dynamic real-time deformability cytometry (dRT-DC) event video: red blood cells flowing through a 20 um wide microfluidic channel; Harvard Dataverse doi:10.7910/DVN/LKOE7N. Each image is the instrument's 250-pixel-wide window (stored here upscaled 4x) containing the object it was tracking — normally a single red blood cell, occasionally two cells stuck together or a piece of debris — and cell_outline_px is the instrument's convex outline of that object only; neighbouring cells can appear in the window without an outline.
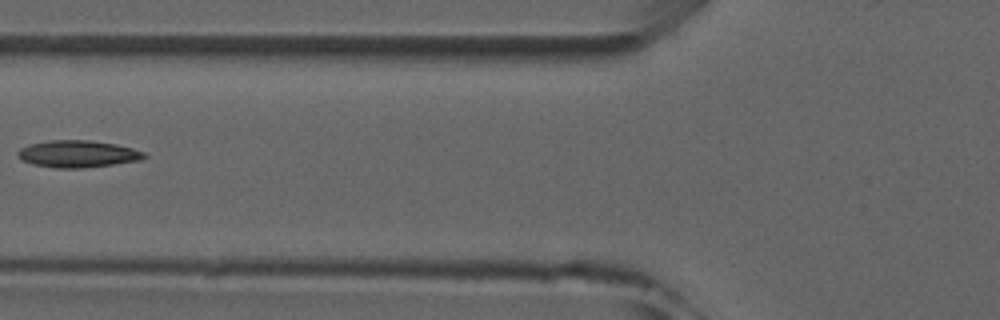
{"species": "common noctule bat (a hibernating species)", "species_latin": "Nyctalus noctula", "temperature_condition": "room temperature", "stored_images_in_passage": 6, "camera_frame_rate_fps": 3000, "um_per_image_px": 0.085, "animal": {"sex": "male", "forearm_length_mm": 52.5}, "frame": {"image": 1, "passage_image": 6, "time_ms": 5.667, "image_size_px": [1000, 320], "cell_outline_px": [[148, 156], [140, 160], [84, 168], [56, 168], [32, 164], [16, 156], [16, 152], [20, 148], [28, 144], [48, 140], [88, 140], [116, 144], [132, 148], [144, 152]], "centroid_in_image_um": [6.58, 13.07], "position_along_channel_um": 119.2, "area_um2": 19.94}}